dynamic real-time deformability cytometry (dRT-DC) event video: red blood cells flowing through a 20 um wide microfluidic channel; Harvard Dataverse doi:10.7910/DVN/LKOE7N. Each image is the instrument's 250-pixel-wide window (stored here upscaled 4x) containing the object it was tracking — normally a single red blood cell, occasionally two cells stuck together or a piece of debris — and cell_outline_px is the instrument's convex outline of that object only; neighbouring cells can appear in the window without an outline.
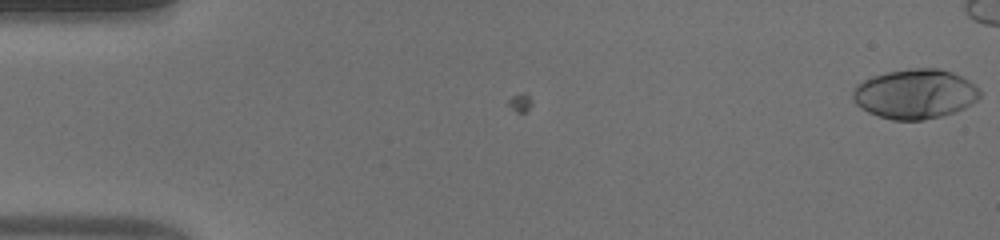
{"species": "human", "species_latin": "Homo sapiens", "temperature_condition": "warm", "stored_images_in_passage": 2, "camera_frame_rate_fps": 3000, "um_per_image_px": 0.085, "donor": {"sex": "male"}, "frame": {"image": 1, "passage_image": 2, "time_ms": 0.333, "image_size_px": [1000, 240], "cell_outline_px": [[980, 96], [976, 100], [964, 108], [956, 112], [924, 120], [892, 120], [868, 112], [856, 104], [852, 100], [852, 92], [856, 84], [872, 76], [888, 72], [908, 68], [936, 68], [952, 72], [968, 80], [980, 88]], "centroid_in_image_um": [77.77, 7.98], "position_along_channel_um": 7.2, "area_um2": 36.82}}